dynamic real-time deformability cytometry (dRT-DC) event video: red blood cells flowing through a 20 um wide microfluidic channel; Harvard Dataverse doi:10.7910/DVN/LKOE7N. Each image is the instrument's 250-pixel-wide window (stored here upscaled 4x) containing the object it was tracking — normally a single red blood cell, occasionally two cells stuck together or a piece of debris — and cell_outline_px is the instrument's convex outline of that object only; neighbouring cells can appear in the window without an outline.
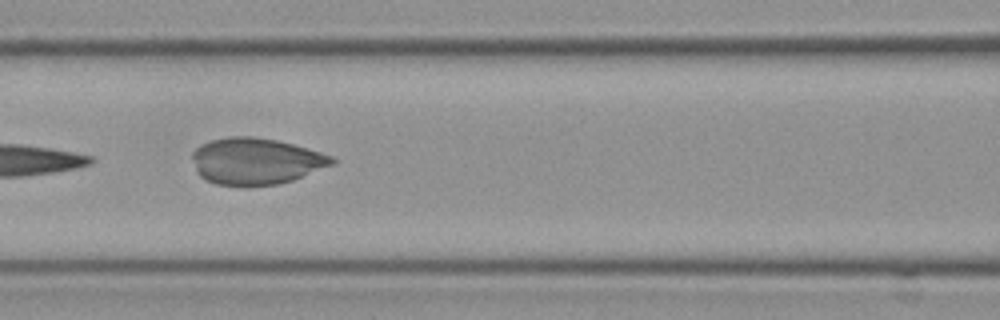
{"species": "Egyptian fruit bat (a non-hibernating species)", "species_latin": "Rousettus aegyptiacus", "temperature_condition": "cold", "stored_images_in_passage": 5, "camera_frame_rate_fps": 3000, "um_per_image_px": 0.085, "frame": {"image": 1, "passage_image": 4, "time_ms": 1.0, "image_size_px": [1000, 320], "cell_outline_px": [[336, 164], [292, 180], [276, 184], [248, 188], [244, 188], [216, 184], [200, 176], [196, 172], [192, 156], [192, 152], [200, 144], [212, 140], [228, 136], [252, 136], [276, 140], [292, 144], [320, 152], [332, 156], [336, 160]], "centroid_in_image_um": [21.73, 13.72], "position_along_channel_um": 144.9, "area_um2": 38.38}}